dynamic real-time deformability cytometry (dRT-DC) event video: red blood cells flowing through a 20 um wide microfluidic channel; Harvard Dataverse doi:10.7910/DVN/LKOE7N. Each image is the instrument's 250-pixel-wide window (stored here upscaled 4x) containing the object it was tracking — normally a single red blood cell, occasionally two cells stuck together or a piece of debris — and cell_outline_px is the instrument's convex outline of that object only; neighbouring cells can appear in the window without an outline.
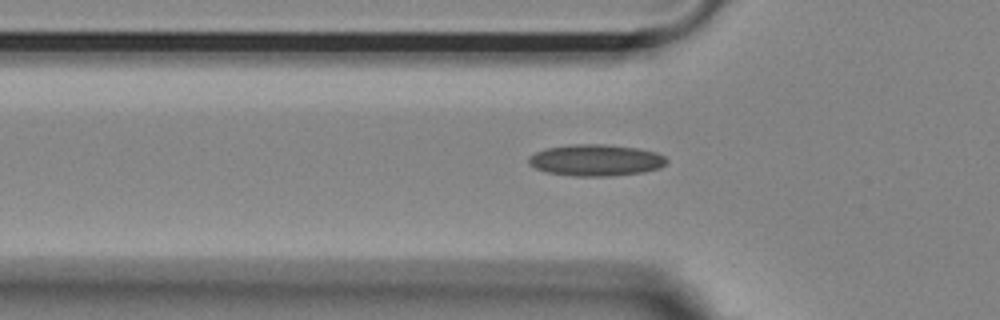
{"species": "Egyptian fruit bat (a non-hibernating species)", "species_latin": "Rousettus aegyptiacus", "temperature_condition": "room temperature", "stored_images_in_passage": 48, "camera_frame_rate_fps": 3000, "um_per_image_px": 0.085, "animal": {"sex": "female"}, "frame": {"image": 1, "passage_image": 16, "time_ms": 5.0, "image_size_px": [1000, 320], "cell_outline_px": [[668, 164], [660, 168], [644, 172], [612, 176], [572, 176], [544, 172], [528, 164], [528, 156], [544, 148], [572, 144], [604, 144], [636, 148], [656, 152], [664, 156], [668, 160]], "centroid_in_image_um": [50.64, 13.62], "position_along_channel_um": 75.2, "area_um2": 25.66}}
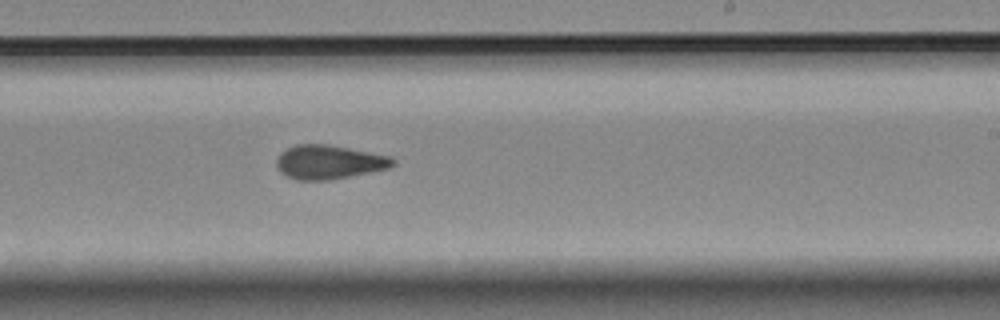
{"frame": {"image": 2, "passage_image": 31, "time_ms": 10.0, "image_size_px": [1000, 320], "cell_outline_px": [[396, 164], [388, 168], [372, 172], [328, 180], [296, 180], [280, 172], [276, 168], [276, 156], [280, 152], [296, 144], [328, 144], [392, 156], [396, 160]], "centroid_in_image_um": [27.96, 13.77], "position_along_channel_um": 261.0, "area_um2": 23.29}}
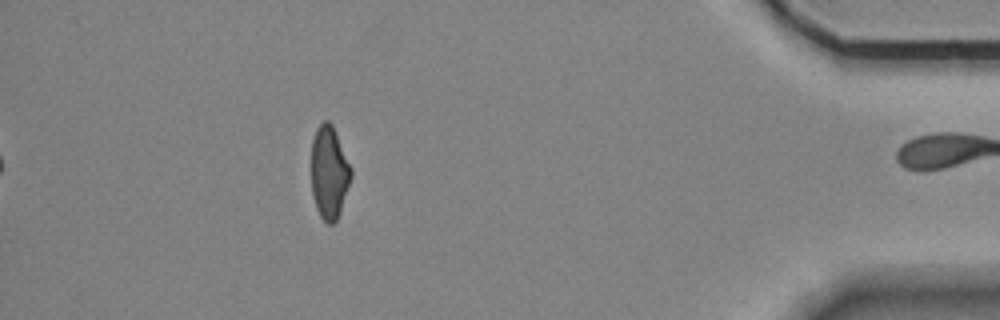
{"frame": {"image": 3, "passage_image": 47, "time_ms": 15.333, "image_size_px": [1000, 320], "cell_outline_px": [[352, 176], [340, 212], [336, 220], [332, 224], [328, 224], [320, 216], [316, 208], [312, 196], [312, 140], [316, 128], [324, 120], [328, 120], [332, 124], [336, 132], [352, 168]], "centroid_in_image_um": [27.98, 14.65], "position_along_channel_um": 407.2, "area_um2": 21.56}, "authors_computed_cell_mechanics": {"area_um2": 22.7154, "velocity_mm_per_s": 3.6935, "shape_relaxation_time_tau1_ms": null, "shape_relaxation_time_tau2_ms": 3.4762, "deformation_change_tau1": null, "deformation_change_tau2": 0.1091}}